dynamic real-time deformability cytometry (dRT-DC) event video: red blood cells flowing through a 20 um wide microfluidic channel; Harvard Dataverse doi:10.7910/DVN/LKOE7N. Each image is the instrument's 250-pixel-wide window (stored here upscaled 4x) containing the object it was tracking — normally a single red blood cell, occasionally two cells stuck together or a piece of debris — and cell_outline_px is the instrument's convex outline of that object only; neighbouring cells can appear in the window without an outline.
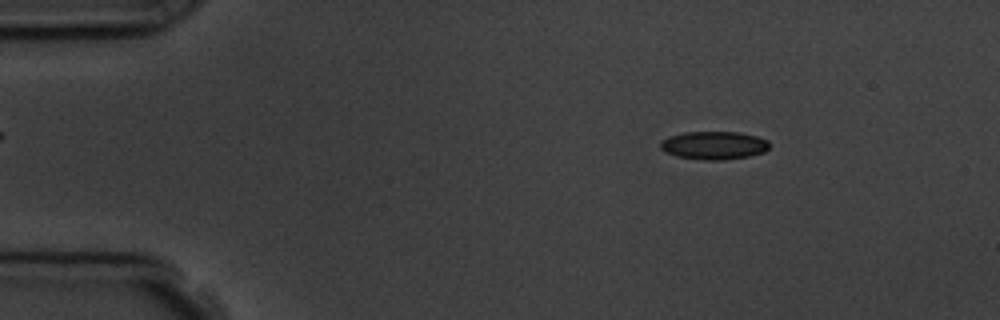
{"species": "common noctule bat (a hibernating species)", "species_latin": "Nyctalus noctula", "temperature_condition": "room temperature", "stored_images_in_passage": 6, "camera_frame_rate_fps": 3000, "um_per_image_px": 0.085, "animal": {"sex": "male", "body_mass_g": 19.5, "forearm_length_mm": 54.6}, "frame": {"image": 1, "passage_image": 2, "time_ms": 1.0, "image_size_px": [1000, 320], "cell_outline_px": [[768, 148], [764, 152], [748, 156], [724, 160], [704, 160], [676, 156], [664, 152], [660, 148], [660, 144], [668, 136], [684, 132], [740, 132], [756, 136], [768, 140]], "centroid_in_image_um": [60.67, 12.35], "position_along_channel_um": 24.3, "area_um2": 17.86}}
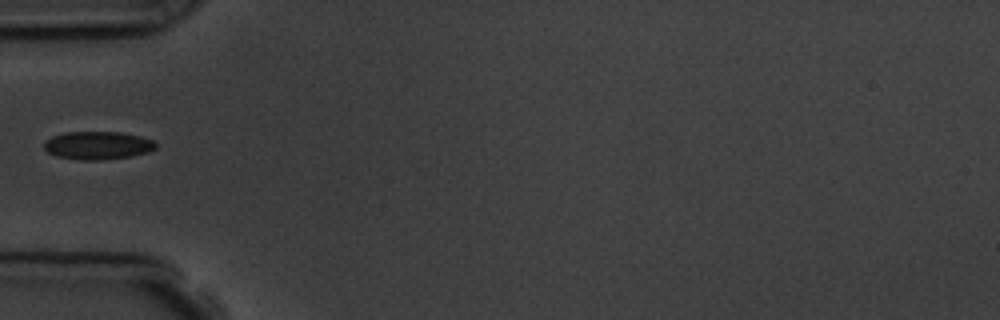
{"frame": {"image": 2, "passage_image": 4, "time_ms": 4.333, "image_size_px": [1000, 320], "cell_outline_px": [[156, 148], [148, 152], [132, 156], [100, 160], [84, 160], [56, 156], [48, 152], [44, 148], [44, 140], [52, 136], [64, 132], [120, 132], [140, 136], [152, 140], [156, 144]], "centroid_in_image_um": [8.29, 12.35], "position_along_channel_um": 76.7, "area_um2": 18.26}}
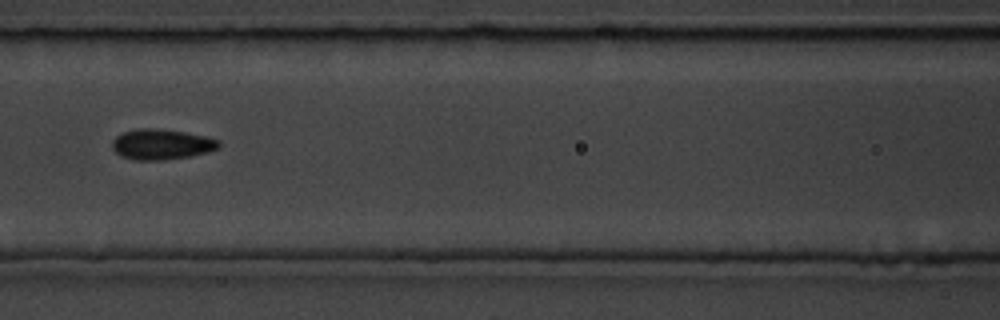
{"frame": {"image": 3, "passage_image": 6, "time_ms": 6.333, "image_size_px": [1000, 320], "cell_outline_px": [[220, 144], [216, 148], [208, 152], [192, 156], [164, 160], [132, 160], [120, 156], [112, 148], [112, 140], [116, 136], [124, 132], [136, 128], [152, 128], [184, 132], [204, 136], [220, 140]], "centroid_in_image_um": [13.69, 12.28], "position_along_channel_um": 152.9, "area_um2": 18.96}}